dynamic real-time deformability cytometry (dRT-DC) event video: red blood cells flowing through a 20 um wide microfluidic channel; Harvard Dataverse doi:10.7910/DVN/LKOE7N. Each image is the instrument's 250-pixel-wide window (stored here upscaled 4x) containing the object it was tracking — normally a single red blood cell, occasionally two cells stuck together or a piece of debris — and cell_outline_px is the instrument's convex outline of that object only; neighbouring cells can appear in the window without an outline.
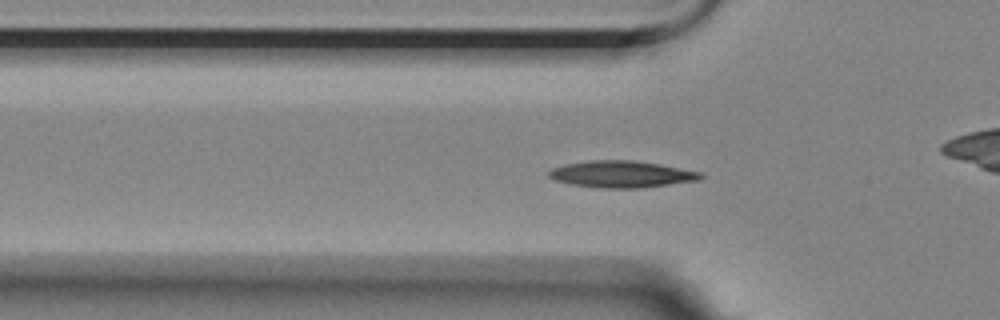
{"species": "Egyptian fruit bat (a non-hibernating species)", "species_latin": "Rousettus aegyptiacus", "temperature_condition": "room temperature", "stored_images_in_passage": 50, "camera_frame_rate_fps": 3000, "um_per_image_px": 0.085, "animal": {"sex": "female"}, "frame": {"image": 1, "passage_image": 10, "time_ms": 3.0, "image_size_px": [1000, 320], "cell_outline_px": [[704, 176], [700, 180], [640, 188], [600, 188], [572, 184], [556, 180], [548, 176], [548, 172], [552, 168], [564, 164], [592, 160], [632, 160], [660, 164], [700, 172]], "centroid_in_image_um": [52.83, 14.8], "position_along_channel_um": 73.0, "area_um2": 23.52}}
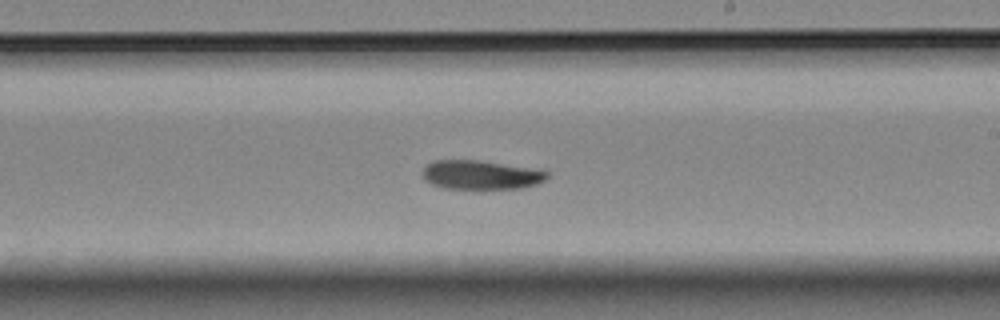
{"frame": {"image": 2, "passage_image": 25, "time_ms": 8.0, "image_size_px": [1000, 320], "cell_outline_px": [[548, 176], [544, 180], [536, 184], [520, 188], [444, 188], [432, 184], [424, 180], [424, 168], [432, 160], [480, 160], [548, 172]], "centroid_in_image_um": [40.81, 14.86], "position_along_channel_um": 248.2, "area_um2": 20.52}}
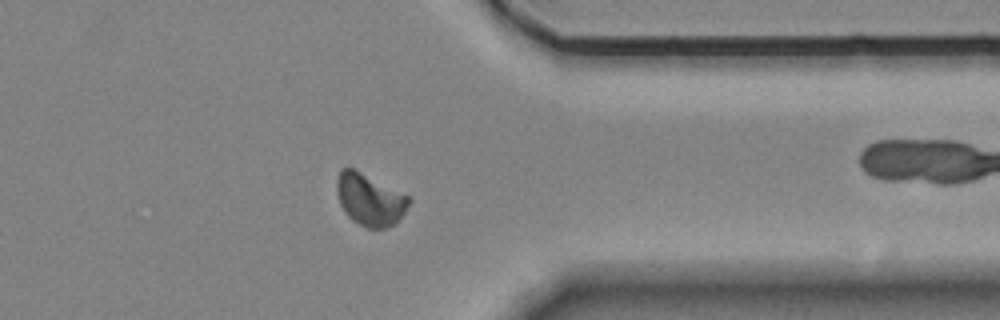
{"frame": {"image": 3, "passage_image": 37, "time_ms": 12.0, "image_size_px": [1000, 320], "cell_outline_px": [[412, 200], [396, 224], [384, 228], [368, 228], [352, 220], [344, 212], [340, 204], [336, 192], [336, 180], [340, 168], [352, 168], [408, 196]], "centroid_in_image_um": [31.4, 16.98], "position_along_channel_um": 380.0, "area_um2": 21.62}, "authors_computed_cell_mechanics": {"area_um2": 21.5016, "velocity_mm_per_s": 3.4897, "shape_relaxation_time_tau1_ms": 6.2731, "shape_relaxation_time_tau2_ms": null, "deformation_change_tau1": 0.1499, "deformation_change_tau2": null}}